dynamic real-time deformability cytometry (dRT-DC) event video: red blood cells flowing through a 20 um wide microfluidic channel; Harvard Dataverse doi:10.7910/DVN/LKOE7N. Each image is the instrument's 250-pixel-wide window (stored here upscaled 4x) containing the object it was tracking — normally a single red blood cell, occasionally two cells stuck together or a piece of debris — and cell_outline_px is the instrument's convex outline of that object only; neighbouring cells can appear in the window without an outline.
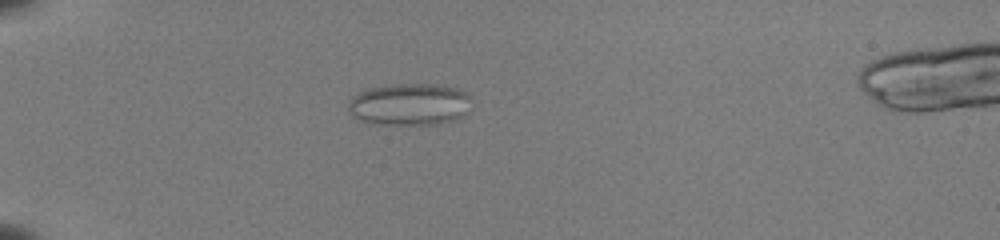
{"species": "common noctule bat (a hibernating species)", "species_latin": "Nyctalus noctula", "temperature_condition": "room temperature", "stored_images_in_passage": 49, "camera_frame_rate_fps": 3000, "um_per_image_px": 0.085, "animal": {"sex": "female", "body_mass_g": 22.0, "forearm_length_mm": 56.7}, "frame": {"image": 1, "passage_image": 13, "time_ms": 4.0, "image_size_px": [1000, 240], "cell_outline_px": [[476, 104], [464, 116], [452, 120], [436, 124], [372, 124], [356, 120], [348, 112], [348, 104], [352, 96], [368, 88], [392, 84], [436, 84], [460, 88], [472, 96]], "centroid_in_image_um": [34.87, 8.87], "position_along_channel_um": 50.1, "area_um2": 31.1}}
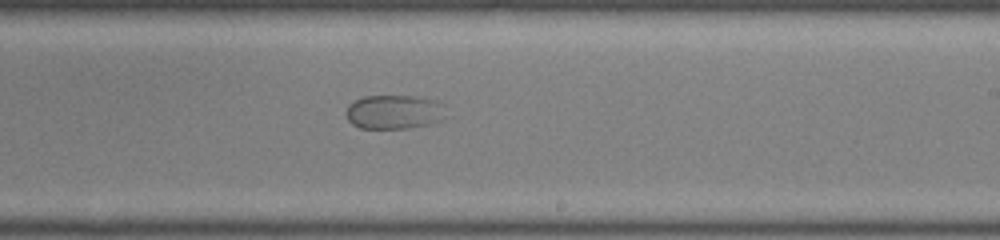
{"frame": {"image": 2, "passage_image": 31, "time_ms": 10.0, "image_size_px": [1000, 240], "cell_outline_px": [[456, 116], [444, 120], [428, 124], [408, 128], [360, 128], [352, 124], [348, 120], [348, 104], [364, 96], [416, 96], [436, 100], [444, 104]], "centroid_in_image_um": [33.69, 9.51], "position_along_channel_um": 255.3, "area_um2": 20.52}}
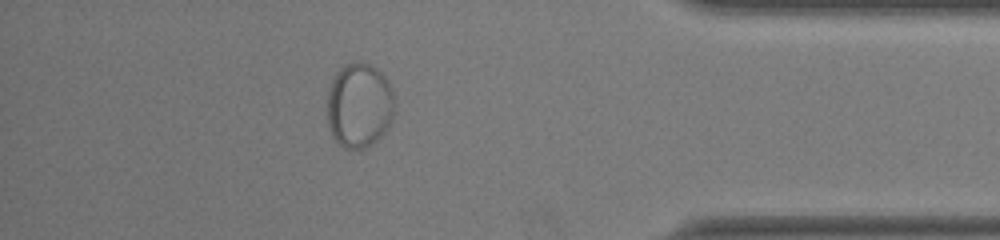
{"frame": {"image": 3, "passage_image": 44, "time_ms": 14.333, "image_size_px": [1000, 240], "cell_outline_px": [[392, 120], [388, 128], [376, 140], [364, 148], [344, 148], [332, 136], [328, 124], [328, 92], [332, 80], [336, 72], [344, 64], [356, 60], [364, 60], [376, 68], [388, 80], [392, 88]], "centroid_in_image_um": [30.52, 8.91], "position_along_channel_um": 404.7, "area_um2": 33.29}}